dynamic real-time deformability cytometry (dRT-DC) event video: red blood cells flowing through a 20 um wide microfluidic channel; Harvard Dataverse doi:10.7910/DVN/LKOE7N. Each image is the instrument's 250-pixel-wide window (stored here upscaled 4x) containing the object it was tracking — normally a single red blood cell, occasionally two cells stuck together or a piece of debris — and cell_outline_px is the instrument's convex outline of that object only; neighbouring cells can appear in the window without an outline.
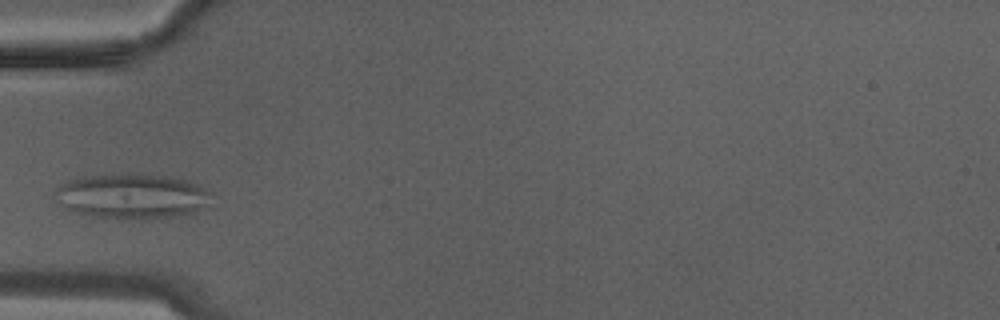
{"species": "Egyptian fruit bat (a non-hibernating species)", "species_latin": "Rousettus aegyptiacus", "temperature_condition": "warm", "stored_images_in_passage": 9, "camera_frame_rate_fps": 3000, "um_per_image_px": 0.085, "animal": {"sex": "male"}, "frame": {"image": 1, "passage_image": 6, "time_ms": 1.667, "image_size_px": [1000, 320], "cell_outline_px": [[216, 192], [208, 204], [192, 212], [172, 216], [148, 220], [124, 220], [84, 216], [64, 208], [52, 196], [52, 192], [60, 184], [68, 180], [84, 176], [172, 176], [188, 180]], "centroid_in_image_um": [11.2, 16.73], "position_along_channel_um": 73.8, "area_um2": 41.44}}